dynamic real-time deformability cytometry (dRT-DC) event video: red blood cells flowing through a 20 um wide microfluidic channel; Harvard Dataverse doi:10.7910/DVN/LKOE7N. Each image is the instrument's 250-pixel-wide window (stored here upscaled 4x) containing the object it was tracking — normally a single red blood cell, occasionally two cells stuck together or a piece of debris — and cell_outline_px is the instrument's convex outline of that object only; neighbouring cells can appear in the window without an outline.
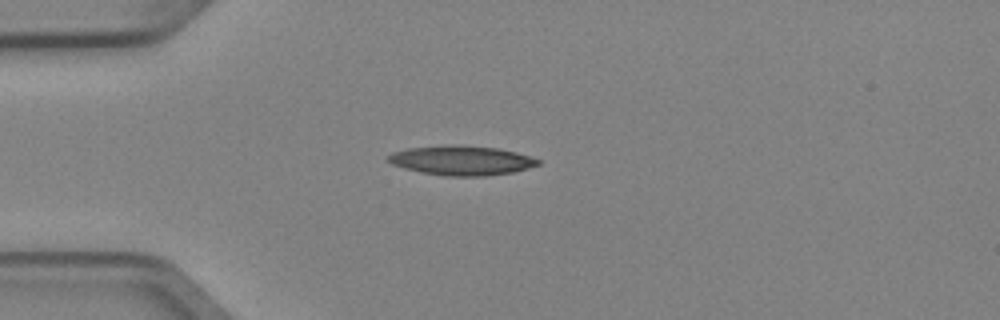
{"species": "Egyptian fruit bat (a non-hibernating species)", "species_latin": "Rousettus aegyptiacus", "temperature_condition": "cold", "stored_images_in_passage": 4, "camera_frame_rate_fps": 3000, "um_per_image_px": 0.085, "animal": {"sex": "female"}, "frame": {"image": 1, "passage_image": 3, "time_ms": 0.667, "image_size_px": [1000, 320], "cell_outline_px": [[540, 164], [528, 168], [512, 172], [484, 176], [444, 176], [420, 172], [404, 168], [392, 164], [388, 160], [388, 156], [392, 152], [408, 148], [496, 148], [516, 152], [540, 160]], "centroid_in_image_um": [39.25, 13.7], "position_along_channel_um": 45.8, "area_um2": 24.39}}